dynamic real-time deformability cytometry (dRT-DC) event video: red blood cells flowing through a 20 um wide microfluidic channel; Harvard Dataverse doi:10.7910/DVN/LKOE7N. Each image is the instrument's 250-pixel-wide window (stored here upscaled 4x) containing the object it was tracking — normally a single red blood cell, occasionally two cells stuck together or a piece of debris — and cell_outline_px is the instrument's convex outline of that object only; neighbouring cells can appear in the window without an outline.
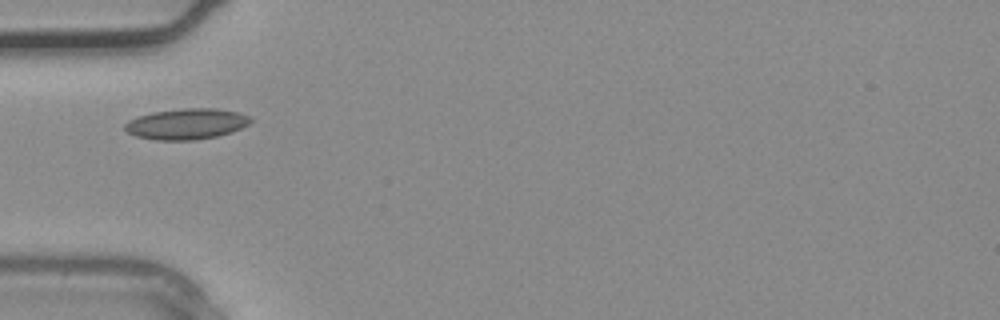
{"species": "common noctule bat (a hibernating species)", "species_latin": "Nyctalus noctula", "temperature_condition": "warm", "stored_images_in_passage": 4, "camera_frame_rate_fps": 3000, "um_per_image_px": 0.085, "animal": {"sex": "male", "body_mass_g": 20.4}, "frame": {"image": 1, "passage_image": 4, "time_ms": 1.0, "image_size_px": [1000, 320], "cell_outline_px": [[252, 120], [248, 124], [232, 132], [216, 136], [196, 140], [156, 140], [136, 136], [128, 132], [124, 128], [124, 124], [128, 120], [136, 116], [152, 112], [184, 108], [216, 108], [236, 112], [248, 116]], "centroid_in_image_um": [15.81, 10.53], "position_along_channel_um": 69.2, "area_um2": 22.54}}